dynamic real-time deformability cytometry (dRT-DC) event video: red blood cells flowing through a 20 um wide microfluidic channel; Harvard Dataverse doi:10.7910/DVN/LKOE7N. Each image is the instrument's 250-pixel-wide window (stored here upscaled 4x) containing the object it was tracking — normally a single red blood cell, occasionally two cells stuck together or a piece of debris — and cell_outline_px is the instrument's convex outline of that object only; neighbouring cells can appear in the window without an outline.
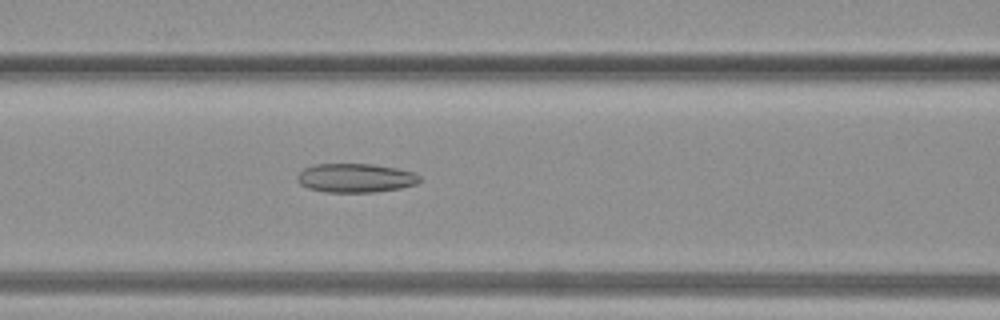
{"species": "common noctule bat (a hibernating species)", "species_latin": "Nyctalus noctula", "temperature_condition": "warm", "stored_images_in_passage": 36, "camera_frame_rate_fps": 3000, "um_per_image_px": 0.085, "animal": {"sex": "female", "body_mass_g": 19.3, "forearm_length_mm": 54.1}, "frame": {"image": 1, "passage_image": 16, "time_ms": 5.0, "image_size_px": [1000, 320], "cell_outline_px": [[420, 180], [416, 184], [400, 188], [372, 192], [324, 192], [308, 188], [300, 184], [296, 180], [296, 176], [304, 168], [316, 164], [372, 164], [396, 168], [412, 172], [420, 176]], "centroid_in_image_um": [30.18, 15.13], "position_along_channel_um": 136.4, "area_um2": 20.58}}
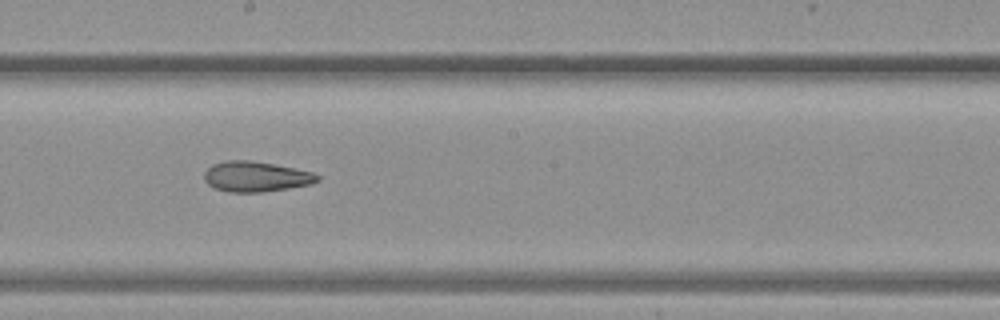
{"frame": {"image": 2, "passage_image": 21, "time_ms": 6.667, "image_size_px": [1000, 320], "cell_outline_px": [[320, 180], [312, 184], [288, 188], [260, 192], [228, 192], [216, 188], [208, 184], [204, 180], [204, 172], [212, 164], [228, 160], [248, 160], [272, 164], [312, 172], [320, 176]], "centroid_in_image_um": [21.74, 15.01], "position_along_channel_um": 226.5, "area_um2": 19.83}}
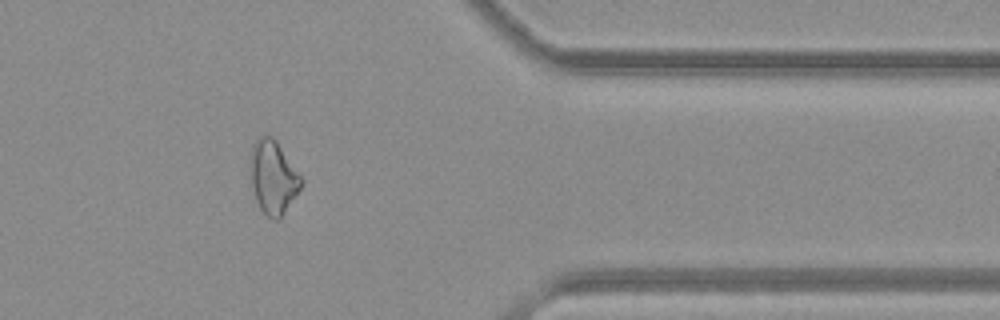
{"frame": {"image": 3, "passage_image": 31, "time_ms": 10.0, "image_size_px": [1000, 320], "cell_outline_px": [[304, 180], [300, 188], [280, 220], [272, 220], [260, 208], [256, 200], [252, 184], [252, 144], [256, 140], [264, 136], [272, 136], [276, 140]], "centroid_in_image_um": [23.25, 15.09], "position_along_channel_um": 388.1, "area_um2": 21.21}}